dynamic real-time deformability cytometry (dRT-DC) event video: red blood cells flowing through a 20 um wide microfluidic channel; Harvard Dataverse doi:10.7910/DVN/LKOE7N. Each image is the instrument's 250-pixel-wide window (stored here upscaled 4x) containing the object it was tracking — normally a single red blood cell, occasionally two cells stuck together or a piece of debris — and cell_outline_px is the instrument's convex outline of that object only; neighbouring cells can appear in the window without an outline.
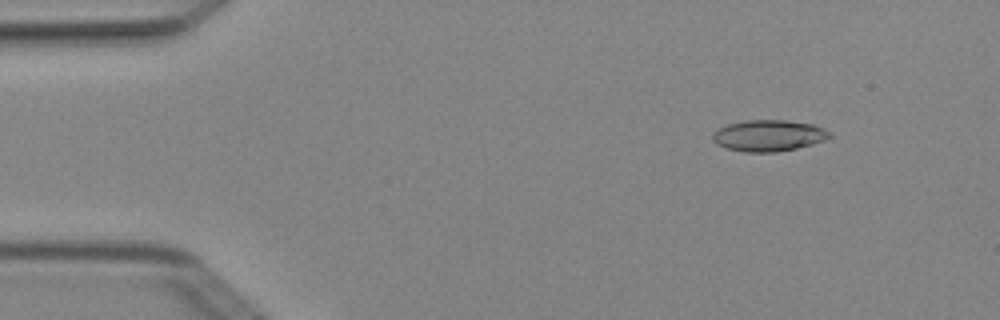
{"species": "Egyptian fruit bat (a non-hibernating species)", "species_latin": "Rousettus aegyptiacus", "temperature_condition": "cold", "stored_images_in_passage": 5, "camera_frame_rate_fps": 3000, "um_per_image_px": 0.085, "animal": {"sex": "female"}, "frame": {"image": 1, "passage_image": 2, "time_ms": 0.333, "image_size_px": [1000, 320], "cell_outline_px": [[832, 136], [824, 140], [812, 144], [796, 148], [776, 152], [744, 152], [728, 148], [716, 144], [712, 140], [712, 132], [716, 128], [728, 124], [744, 120], [784, 120], [812, 124], [832, 132]], "centroid_in_image_um": [65.3, 11.52], "position_along_channel_um": 19.7, "area_um2": 21.44}}
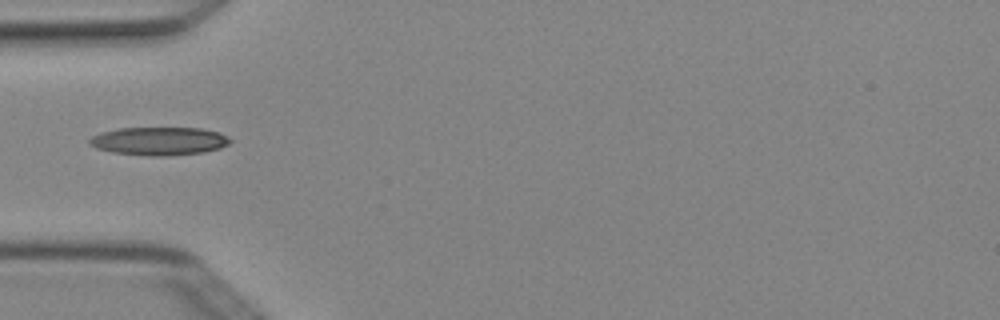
{"frame": {"image": 2, "passage_image": 5, "time_ms": 1.333, "image_size_px": [1000, 320], "cell_outline_px": [[232, 140], [228, 144], [220, 148], [204, 152], [168, 156], [148, 156], [112, 152], [96, 148], [88, 144], [88, 140], [92, 136], [100, 132], [120, 128], [200, 128], [220, 132], [228, 136]], "centroid_in_image_um": [13.52, 11.99], "position_along_channel_um": 71.5, "area_um2": 23.29}}